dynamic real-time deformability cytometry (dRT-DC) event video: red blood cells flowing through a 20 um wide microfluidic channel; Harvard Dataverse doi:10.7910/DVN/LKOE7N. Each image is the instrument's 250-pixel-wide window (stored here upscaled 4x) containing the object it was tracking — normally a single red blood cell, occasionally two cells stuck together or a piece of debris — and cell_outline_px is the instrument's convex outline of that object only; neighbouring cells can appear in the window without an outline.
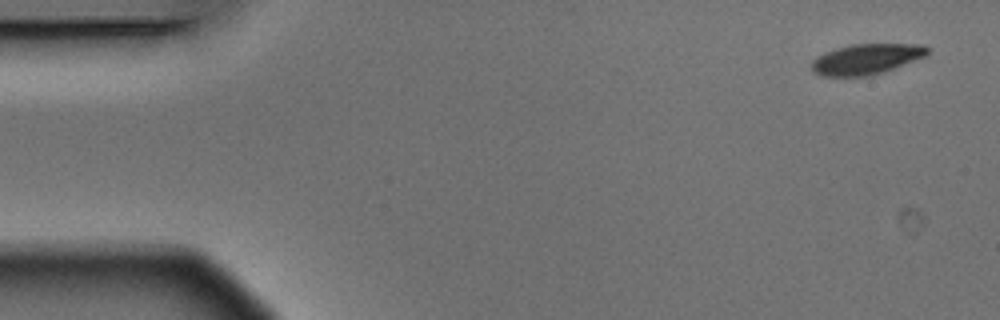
{"species": "Egyptian fruit bat (a non-hibernating species)", "species_latin": "Rousettus aegyptiacus", "temperature_condition": "warm", "stored_images_in_passage": 5, "camera_frame_rate_fps": 3000, "um_per_image_px": 0.085, "animal": {"sex": "male"}, "frame": {"image": 1, "passage_image": 1, "time_ms": 0.0, "image_size_px": [1000, 320], "cell_outline_px": [[928, 52], [924, 56], [892, 68], [880, 72], [864, 76], [824, 76], [812, 72], [812, 60], [816, 56], [824, 52], [836, 48], [852, 44], [924, 44], [928, 48]], "centroid_in_image_um": [73.57, 5.0], "position_along_channel_um": 11.4, "area_um2": 20.23}}
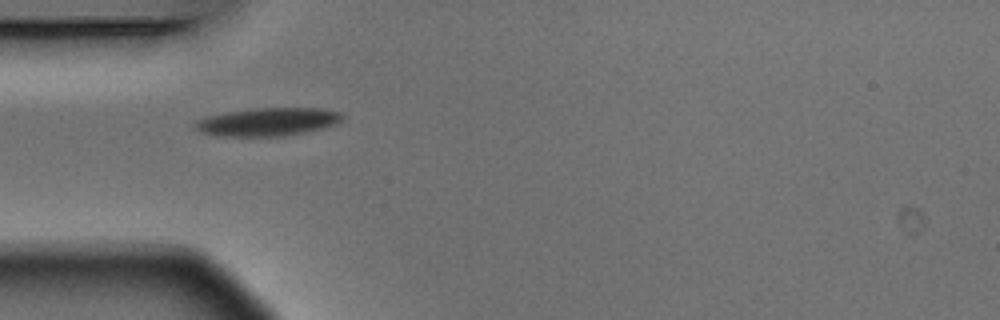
{"frame": {"image": 2, "passage_image": 4, "time_ms": 1.0, "image_size_px": [1000, 320], "cell_outline_px": [[344, 116], [336, 124], [324, 128], [284, 136], [216, 136], [200, 132], [192, 124], [196, 120], [208, 116], [228, 112], [260, 108], [320, 108], [340, 112]], "centroid_in_image_um": [22.75, 10.36], "position_along_channel_um": 62.3, "area_um2": 24.04}}
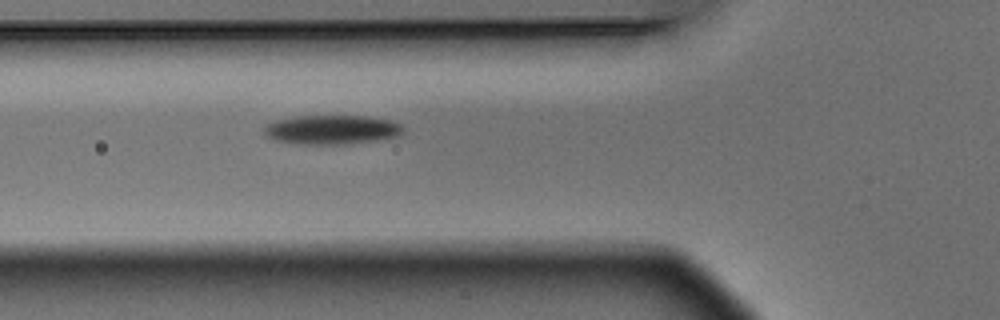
{"frame": {"image": 3, "passage_image": 5, "time_ms": 1.333, "image_size_px": [1000, 320], "cell_outline_px": [[404, 132], [400, 136], [376, 140], [348, 144], [296, 144], [276, 140], [264, 136], [264, 128], [268, 124], [276, 120], [296, 116], [368, 116], [388, 120], [400, 124], [404, 128]], "centroid_in_image_um": [28.21, 11.03], "position_along_channel_um": 97.6, "area_um2": 23.76}}